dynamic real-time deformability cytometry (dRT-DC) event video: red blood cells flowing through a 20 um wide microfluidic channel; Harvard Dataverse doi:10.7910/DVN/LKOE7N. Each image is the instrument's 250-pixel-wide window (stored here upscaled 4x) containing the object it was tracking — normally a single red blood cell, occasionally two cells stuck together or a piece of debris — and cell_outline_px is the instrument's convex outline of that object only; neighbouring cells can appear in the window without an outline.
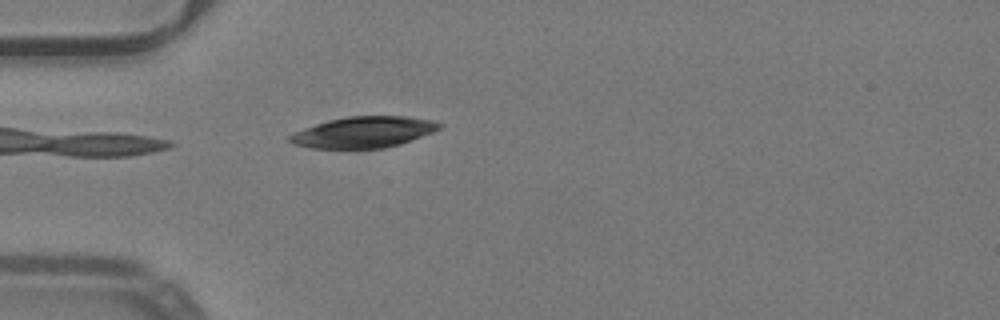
{"species": "common noctule bat (a hibernating species)", "species_latin": "Nyctalus noctula", "temperature_condition": "warm", "stored_images_in_passage": 28, "camera_frame_rate_fps": 3000, "um_per_image_px": 0.085, "animal": {"sex": "male", "body_mass_g": 19.2, "forearm_length_mm": 51.8}, "frame": {"image": 1, "passage_image": 1, "time_ms": 0.0, "image_size_px": [1000, 320], "cell_outline_px": [[440, 128], [432, 132], [412, 140], [400, 144], [384, 148], [312, 148], [296, 144], [288, 140], [288, 136], [304, 128], [328, 120], [348, 116], [408, 116], [432, 120], [440, 124]], "centroid_in_image_um": [30.91, 11.23], "position_along_channel_um": 54.1, "area_um2": 26.82}}
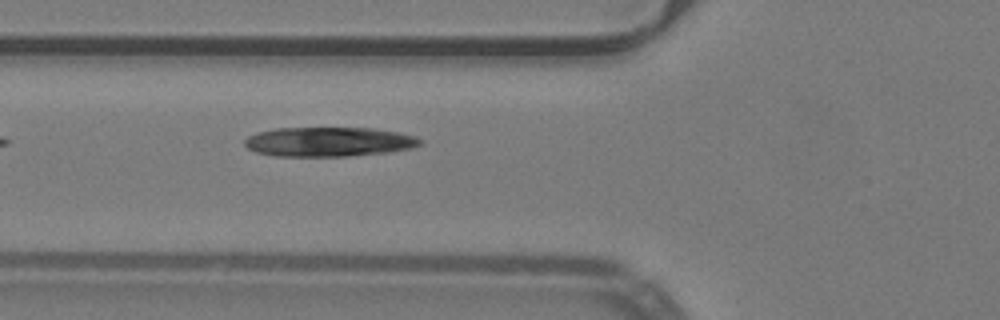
{"frame": {"image": 2, "passage_image": 5, "time_ms": 1.333, "image_size_px": [1000, 320], "cell_outline_px": [[424, 144], [412, 148], [388, 152], [348, 156], [276, 156], [256, 152], [248, 148], [244, 144], [244, 140], [248, 136], [260, 132], [276, 128], [372, 128], [396, 132], [416, 136]], "centroid_in_image_um": [27.96, 12.05], "position_along_channel_um": 97.8, "area_um2": 30.06}}
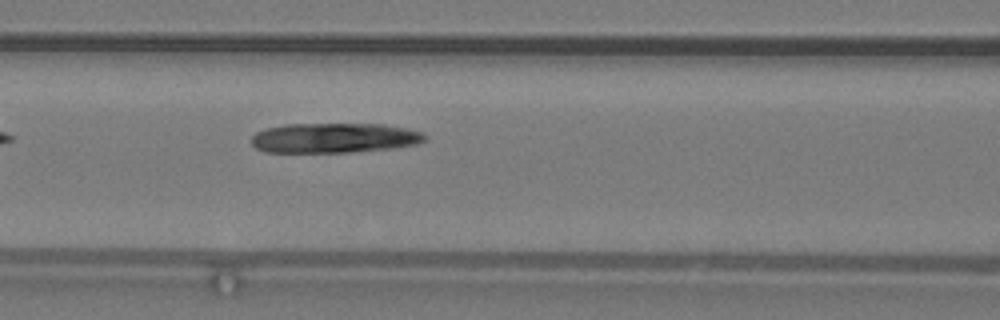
{"frame": {"image": 3, "passage_image": 8, "time_ms": 2.333, "image_size_px": [1000, 320], "cell_outline_px": [[428, 136], [420, 144], [392, 148], [352, 152], [264, 152], [256, 148], [252, 144], [252, 136], [256, 132], [264, 128], [284, 124], [384, 124], [404, 128], [420, 132]], "centroid_in_image_um": [28.39, 11.72], "position_along_channel_um": 138.2, "area_um2": 30.35}}